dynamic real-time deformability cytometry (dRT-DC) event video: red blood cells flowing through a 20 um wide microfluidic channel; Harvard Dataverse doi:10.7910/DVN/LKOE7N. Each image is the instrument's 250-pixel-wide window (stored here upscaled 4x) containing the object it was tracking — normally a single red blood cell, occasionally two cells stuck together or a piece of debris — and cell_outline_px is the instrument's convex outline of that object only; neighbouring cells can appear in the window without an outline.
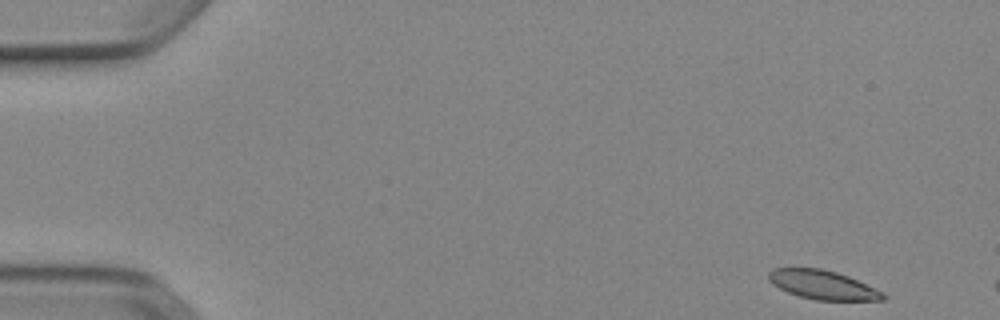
{"species": "Egyptian fruit bat (a non-hibernating species)", "species_latin": "Rousettus aegyptiacus", "temperature_condition": "cold", "stored_images_in_passage": 8, "camera_frame_rate_fps": 3000, "um_per_image_px": 0.085, "animal": {"sex": "female"}, "frame": {"image": 1, "passage_image": 1, "time_ms": 0.0, "image_size_px": [1000, 320], "cell_outline_px": [[888, 296], [884, 300], [816, 300], [800, 296], [788, 292], [772, 284], [768, 280], [768, 272], [772, 268], [820, 268], [836, 272], [848, 276], [884, 292]], "centroid_in_image_um": [69.93, 24.21], "position_along_channel_um": 15.1, "area_um2": 19.31}}